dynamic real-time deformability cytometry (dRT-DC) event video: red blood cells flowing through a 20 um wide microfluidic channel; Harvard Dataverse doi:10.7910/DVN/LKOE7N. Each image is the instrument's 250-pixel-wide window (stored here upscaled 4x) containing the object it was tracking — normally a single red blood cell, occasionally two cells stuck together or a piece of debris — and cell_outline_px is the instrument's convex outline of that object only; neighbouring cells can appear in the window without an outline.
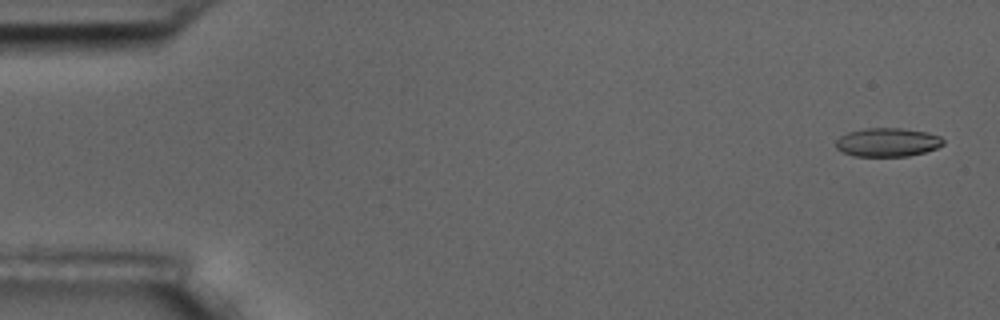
{"species": "common noctule bat (a hibernating species)", "species_latin": "Nyctalus noctula", "temperature_condition": "room temperature", "stored_images_in_passage": 5, "camera_frame_rate_fps": 3000, "um_per_image_px": 0.085, "animal": {"sex": "male", "body_mass_g": 17.5, "forearm_length_mm": 52.3}, "frame": {"image": 1, "passage_image": 1, "time_ms": 0.0, "image_size_px": [1000, 320], "cell_outline_px": [[944, 144], [936, 148], [924, 152], [908, 156], [852, 156], [836, 148], [836, 140], [840, 136], [848, 132], [864, 128], [900, 128], [928, 132], [940, 136], [944, 140]], "centroid_in_image_um": [75.44, 12.09], "position_along_channel_um": 9.6, "area_um2": 17.98}}
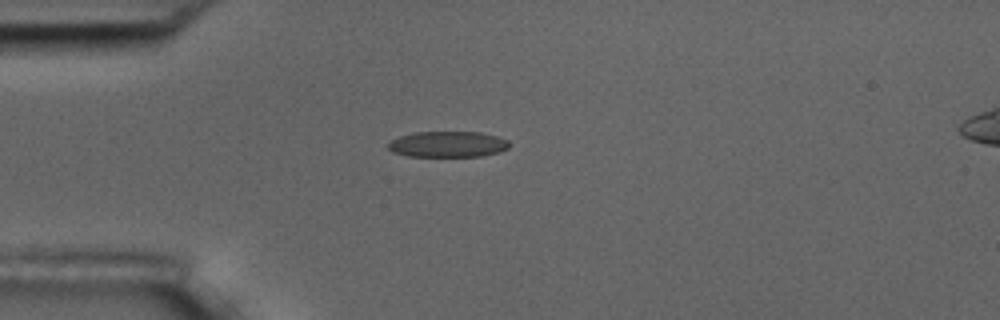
{"frame": {"image": 2, "passage_image": 5, "time_ms": 4.333, "image_size_px": [1000, 320], "cell_outline_px": [[512, 144], [508, 148], [500, 152], [480, 156], [408, 156], [392, 152], [388, 148], [388, 144], [392, 140], [400, 136], [416, 132], [480, 132], [496, 136], [508, 140]], "centroid_in_image_um": [38.09, 12.26], "position_along_channel_um": 46.9, "area_um2": 18.26}}